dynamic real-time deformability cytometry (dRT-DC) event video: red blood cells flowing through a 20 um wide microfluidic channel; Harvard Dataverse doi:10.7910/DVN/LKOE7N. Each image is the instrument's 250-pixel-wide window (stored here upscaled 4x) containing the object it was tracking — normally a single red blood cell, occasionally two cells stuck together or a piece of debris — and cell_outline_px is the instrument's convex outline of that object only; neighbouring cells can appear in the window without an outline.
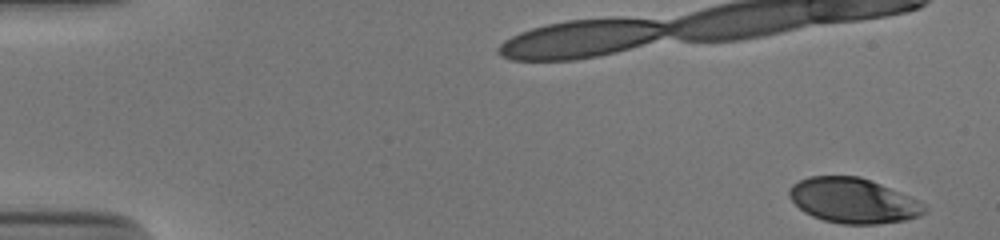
{"species": "human", "species_latin": "Homo sapiens", "temperature_condition": "cold", "stored_images_in_passage": 39, "camera_frame_rate_fps": 3000, "um_per_image_px": 0.085, "donor": {"sex": "male"}, "frame": {"image": 1, "passage_image": 1, "time_ms": 0.0, "image_size_px": [1000, 240], "cell_outline_px": [[928, 212], [920, 216], [904, 220], [876, 224], [840, 224], [824, 220], [812, 216], [804, 212], [788, 196], [788, 192], [792, 184], [808, 176], [860, 176], [880, 184], [908, 196], [924, 204], [928, 208]], "centroid_in_image_um": [72.51, 17.06], "position_along_channel_um": 12.5, "area_um2": 35.37}}
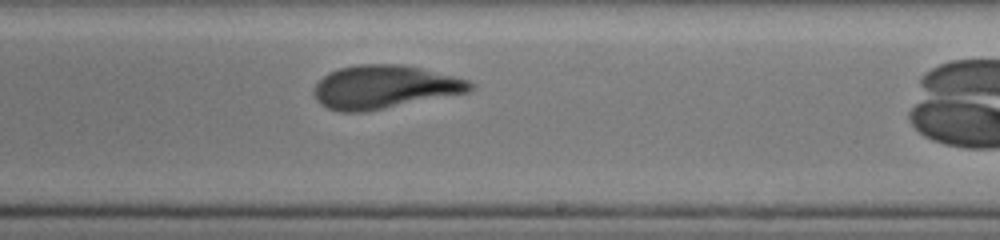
{"frame": {"image": 2, "passage_image": 28, "time_ms": 9.0, "image_size_px": [1000, 240], "cell_outline_px": [[476, 84], [468, 92], [368, 112], [340, 112], [328, 108], [320, 104], [316, 100], [312, 92], [316, 84], [328, 72], [340, 68], [356, 64], [396, 64], [420, 68], [468, 80]], "centroid_in_image_um": [32.63, 7.41], "position_along_channel_um": 256.4, "area_um2": 39.48}}
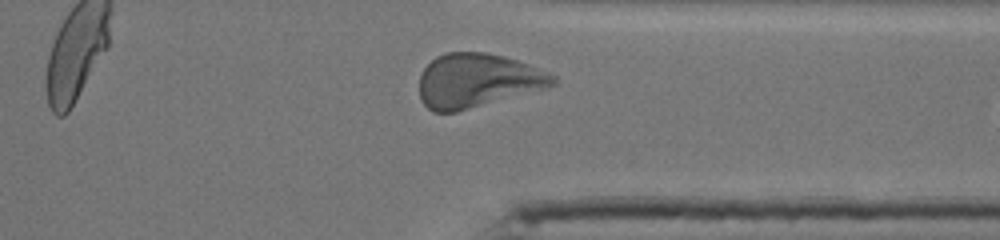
{"frame": {"image": 3, "passage_image": 37, "time_ms": 12.0, "image_size_px": [1000, 240], "cell_outline_px": [[556, 84], [544, 88], [456, 112], [432, 112], [420, 100], [420, 76], [424, 68], [436, 56], [444, 52], [484, 52], [504, 56], [528, 64], [548, 72], [556, 76]], "centroid_in_image_um": [40.55, 6.84], "position_along_channel_um": 370.9, "area_um2": 41.73}}